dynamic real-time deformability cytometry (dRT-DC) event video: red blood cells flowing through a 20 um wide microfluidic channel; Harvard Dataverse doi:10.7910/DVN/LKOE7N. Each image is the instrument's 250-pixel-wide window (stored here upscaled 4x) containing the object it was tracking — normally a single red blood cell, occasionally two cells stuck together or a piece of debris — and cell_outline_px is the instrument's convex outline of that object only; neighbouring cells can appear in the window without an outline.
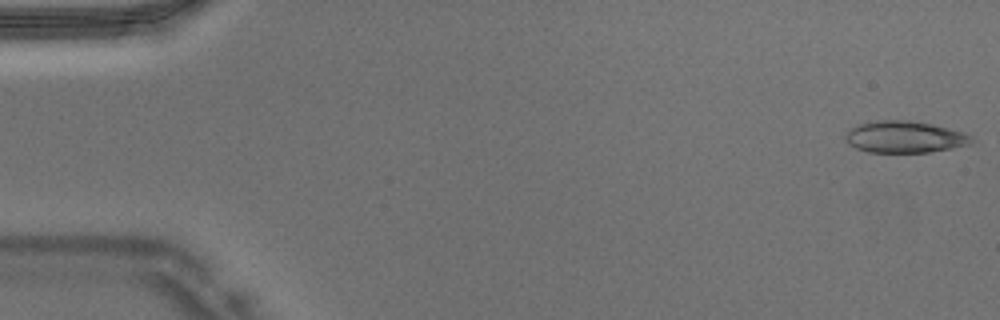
{"species": "Egyptian fruit bat (a non-hibernating species)", "species_latin": "Rousettus aegyptiacus", "temperature_condition": "warm", "stored_images_in_passage": 46, "camera_frame_rate_fps": 3000, "um_per_image_px": 0.085, "animal": {"sex": "male"}, "frame": {"image": 1, "passage_image": 1, "time_ms": 0.0, "image_size_px": [1000, 320], "cell_outline_px": [[976, 140], [972, 144], [928, 152], [868, 152], [856, 148], [848, 144], [844, 140], [844, 136], [848, 128], [860, 124], [876, 120], [908, 120], [932, 124], [964, 132], [972, 136]], "centroid_in_image_um": [76.88, 11.63], "position_along_channel_um": 8.1, "area_um2": 23.52}}
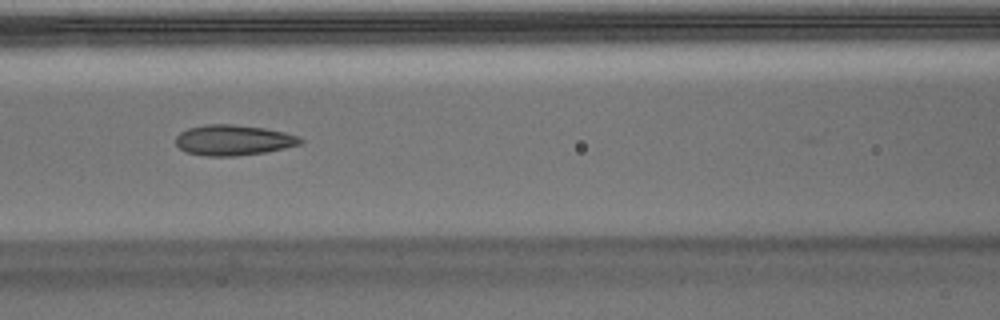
{"frame": {"image": 2, "passage_image": 20, "time_ms": 6.333, "image_size_px": [1000, 320], "cell_outline_px": [[304, 140], [300, 144], [284, 148], [264, 152], [236, 156], [204, 156], [184, 152], [176, 144], [176, 136], [180, 132], [188, 128], [204, 124], [232, 124], [264, 128], [284, 132], [300, 136]], "centroid_in_image_um": [19.81, 11.91], "position_along_channel_um": 146.8, "area_um2": 22.25}}
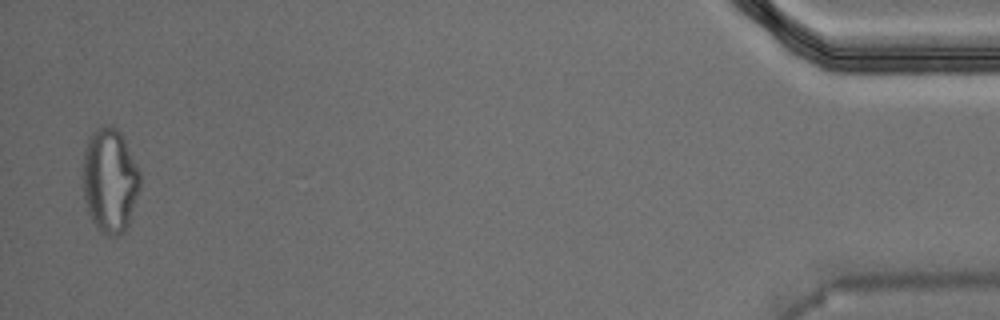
{"frame": {"image": 3, "passage_image": 45, "time_ms": 14.667, "image_size_px": [1000, 320], "cell_outline_px": [[140, 188], [128, 224], [124, 232], [120, 236], [108, 236], [100, 232], [96, 228], [88, 212], [84, 200], [80, 176], [84, 148], [88, 136], [96, 128], [104, 124], [112, 124], [120, 132], [140, 172]], "centroid_in_image_um": [9.28, 15.33], "position_along_channel_um": 425.9, "area_um2": 35.72}}